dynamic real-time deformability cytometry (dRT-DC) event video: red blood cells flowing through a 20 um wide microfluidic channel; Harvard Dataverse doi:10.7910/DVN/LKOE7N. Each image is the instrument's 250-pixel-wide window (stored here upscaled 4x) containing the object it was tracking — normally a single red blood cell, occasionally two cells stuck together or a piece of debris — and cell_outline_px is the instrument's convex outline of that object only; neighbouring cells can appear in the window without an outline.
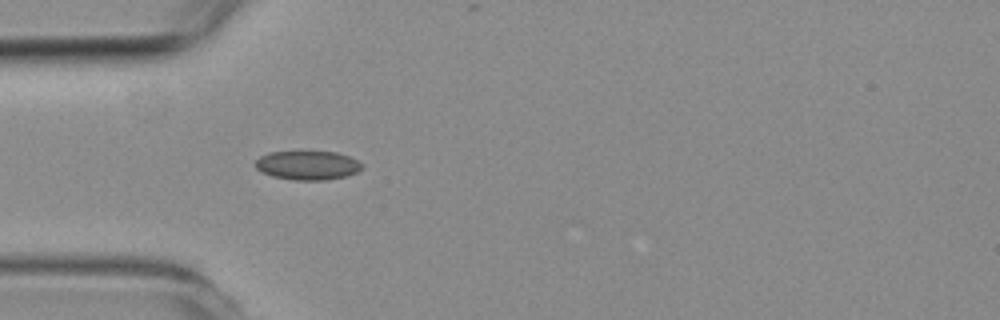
{"species": "common noctule bat (a hibernating species)", "species_latin": "Nyctalus noctula", "temperature_condition": "room temperature", "stored_images_in_passage": 1, "camera_frame_rate_fps": 3000, "um_per_image_px": 0.085, "animal": {"sex": "female", "body_mass_g": 19.3, "forearm_length_mm": 54.1}, "frame": {"image": 1, "passage_image": 1, "time_ms": 0.0, "image_size_px": [1000, 320], "cell_outline_px": [[364, 168], [356, 172], [344, 176], [328, 180], [292, 180], [272, 176], [256, 168], [256, 160], [260, 156], [268, 152], [336, 152], [348, 156], [364, 164]], "centroid_in_image_um": [26.16, 14.05], "position_along_channel_um": 58.8, "area_um2": 17.92}}